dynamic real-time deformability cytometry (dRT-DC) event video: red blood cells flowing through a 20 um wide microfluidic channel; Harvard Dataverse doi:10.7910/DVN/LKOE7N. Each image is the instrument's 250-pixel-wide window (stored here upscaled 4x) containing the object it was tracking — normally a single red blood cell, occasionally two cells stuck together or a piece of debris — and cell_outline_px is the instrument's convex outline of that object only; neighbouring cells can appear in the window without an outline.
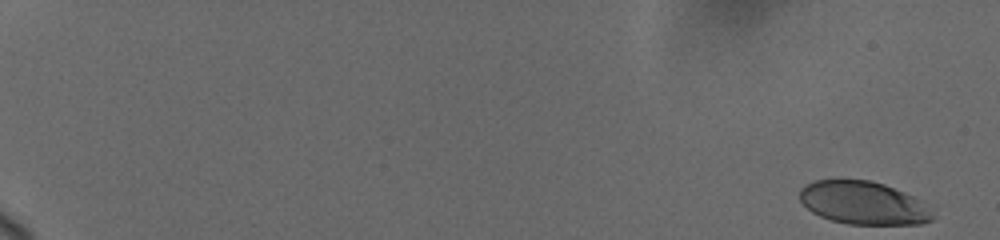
{"species": "human", "species_latin": "Homo sapiens", "temperature_condition": "cold", "stored_images_in_passage": 41, "camera_frame_rate_fps": 3000, "um_per_image_px": 0.085, "donor": {"sex": "female"}, "frame": {"image": 1, "passage_image": 1, "time_ms": 0.0, "image_size_px": [1000, 240], "cell_outline_px": [[936, 220], [920, 224], [848, 224], [832, 220], [820, 216], [812, 212], [800, 200], [800, 188], [804, 184], [816, 180], [868, 180], [884, 184], [904, 192], [912, 196], [932, 212], [936, 216]], "centroid_in_image_um": [73.37, 17.26], "position_along_channel_um": 11.6, "area_um2": 33.12}}
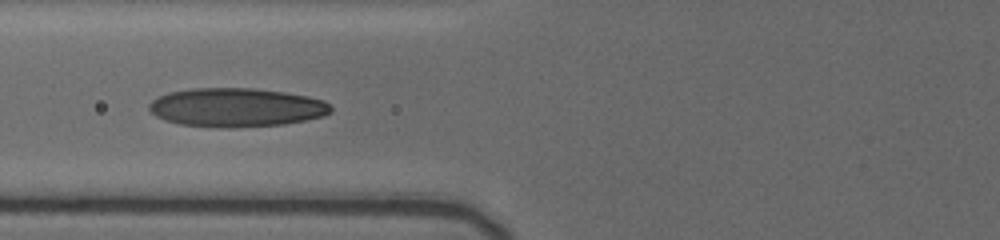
{"frame": {"image": 2, "passage_image": 25, "time_ms": 8.333, "image_size_px": [1000, 240], "cell_outline_px": [[332, 112], [324, 116], [284, 124], [232, 128], [220, 128], [180, 124], [164, 120], [156, 116], [148, 108], [148, 104], [156, 96], [168, 92], [192, 88], [256, 88], [284, 92], [308, 96], [324, 100], [332, 108]], "centroid_in_image_um": [20.06, 9.13], "position_along_channel_um": 105.7, "area_um2": 41.44}}
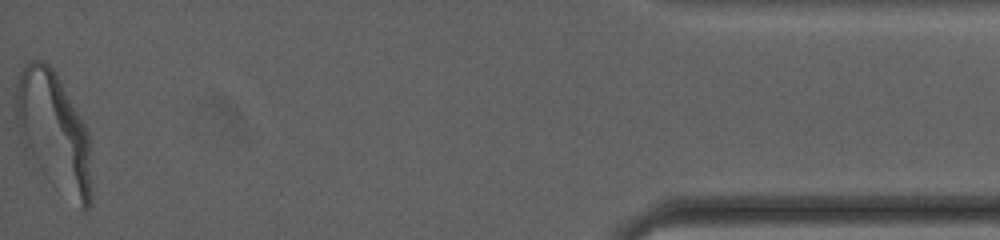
{"frame": {"image": 3, "passage_image": 41, "time_ms": 19.0, "image_size_px": [1000, 240], "cell_outline_px": [[92, 204], [84, 212], [24, 160], [16, 128], [16, 84], [20, 72], [32, 60], [44, 60], [56, 72], [80, 116], [88, 132], [92, 196]], "centroid_in_image_um": [4.52, 11.29], "position_along_channel_um": 430.7, "area_um2": 53.87}, "authors_computed_cell_mechanics": {"area_um2": 37.5122, "velocity_mm_per_s": 3.6988, "shape_relaxation_time_tau1_ms": 3.5028, "shape_relaxation_time_tau2_ms": 0.7395, "deformation_change_tau1": 0.1756, "deformation_change_tau2": 0.0589}}